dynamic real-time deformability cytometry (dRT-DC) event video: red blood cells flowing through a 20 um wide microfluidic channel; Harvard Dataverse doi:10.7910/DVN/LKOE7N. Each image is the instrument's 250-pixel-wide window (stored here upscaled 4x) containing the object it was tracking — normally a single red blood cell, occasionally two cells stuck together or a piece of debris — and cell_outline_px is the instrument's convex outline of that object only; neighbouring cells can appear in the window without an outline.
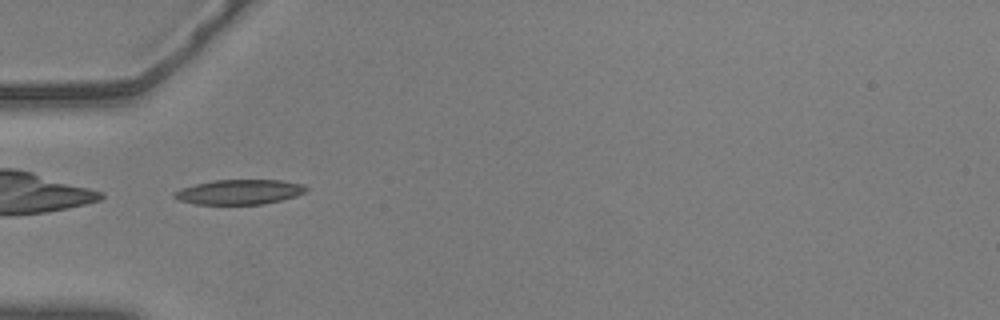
{"species": "common noctule bat (a hibernating species)", "species_latin": "Nyctalus noctula", "temperature_condition": "warm", "stored_images_in_passage": 40, "camera_frame_rate_fps": 3000, "um_per_image_px": 0.085, "animal": {"sex": "male", "body_mass_g": 20.5, "forearm_length_mm": 52.5}, "frame": {"image": 1, "passage_image": 2, "time_ms": 0.333, "image_size_px": [1000, 320], "cell_outline_px": [[308, 192], [296, 196], [264, 204], [196, 204], [180, 200], [172, 196], [172, 192], [180, 188], [212, 180], [280, 180], [304, 184], [308, 188]], "centroid_in_image_um": [20.36, 16.31], "position_along_channel_um": 64.6, "area_um2": 19.19}}
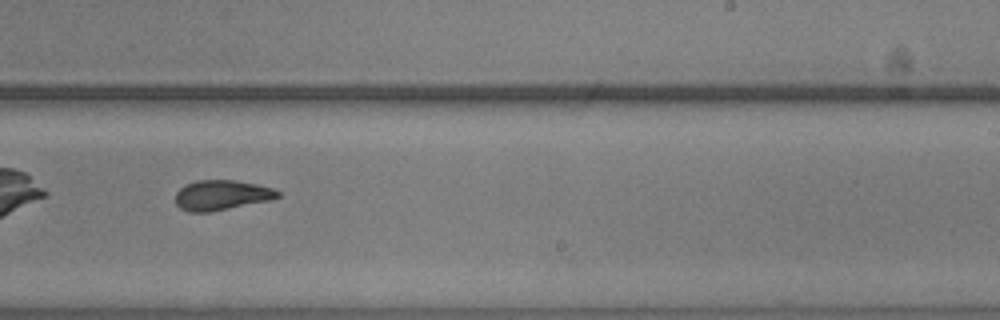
{"frame": {"image": 2, "passage_image": 19, "time_ms": 6.0, "image_size_px": [1000, 320], "cell_outline_px": [[280, 196], [272, 200], [208, 212], [188, 212], [180, 208], [176, 204], [176, 192], [184, 184], [196, 180], [236, 180], [256, 184], [272, 188], [280, 192]], "centroid_in_image_um": [18.82, 16.58], "position_along_channel_um": 270.2, "area_um2": 17.98}}
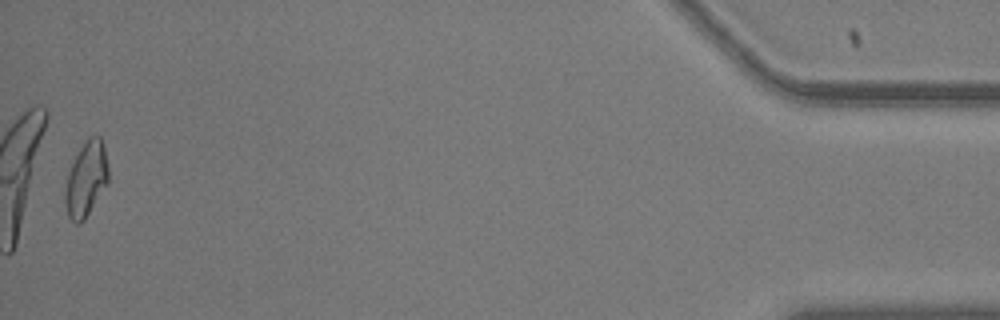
{"frame": {"image": 3, "passage_image": 39, "time_ms": 12.667, "image_size_px": [1000, 320], "cell_outline_px": [[108, 180], [84, 220], [80, 224], [76, 224], [68, 216], [64, 200], [64, 192], [68, 172], [80, 148], [88, 136], [100, 136], [104, 144], [108, 168]], "centroid_in_image_um": [7.31, 15.21], "position_along_channel_um": 427.9, "area_um2": 18.61}, "authors_computed_cell_mechanics": {"area_um2": 18.2937, "velocity_mm_per_s": 3.6465, "shape_relaxation_time_tau1_ms": 6.0151, "shape_relaxation_time_tau2_ms": 2.9818, "deformation_change_tau1": 0.1932, "deformation_change_tau2": 0.1051}}